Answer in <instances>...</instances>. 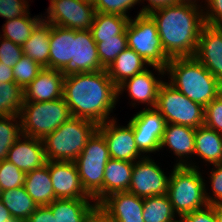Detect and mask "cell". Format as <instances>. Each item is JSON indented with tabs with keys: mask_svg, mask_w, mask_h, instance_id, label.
<instances>
[{
	"mask_svg": "<svg viewBox=\"0 0 222 222\" xmlns=\"http://www.w3.org/2000/svg\"><path fill=\"white\" fill-rule=\"evenodd\" d=\"M63 98L72 117L97 125L115 118L110 114L118 103V90L106 69L64 77Z\"/></svg>",
	"mask_w": 222,
	"mask_h": 222,
	"instance_id": "1",
	"label": "cell"
},
{
	"mask_svg": "<svg viewBox=\"0 0 222 222\" xmlns=\"http://www.w3.org/2000/svg\"><path fill=\"white\" fill-rule=\"evenodd\" d=\"M169 58L193 57L204 23L203 7L177 3L149 13Z\"/></svg>",
	"mask_w": 222,
	"mask_h": 222,
	"instance_id": "2",
	"label": "cell"
},
{
	"mask_svg": "<svg viewBox=\"0 0 222 222\" xmlns=\"http://www.w3.org/2000/svg\"><path fill=\"white\" fill-rule=\"evenodd\" d=\"M165 72L169 84L203 107L222 93V83L194 56L170 58Z\"/></svg>",
	"mask_w": 222,
	"mask_h": 222,
	"instance_id": "3",
	"label": "cell"
},
{
	"mask_svg": "<svg viewBox=\"0 0 222 222\" xmlns=\"http://www.w3.org/2000/svg\"><path fill=\"white\" fill-rule=\"evenodd\" d=\"M98 125L84 118H70L42 141L48 161L74 162Z\"/></svg>",
	"mask_w": 222,
	"mask_h": 222,
	"instance_id": "4",
	"label": "cell"
},
{
	"mask_svg": "<svg viewBox=\"0 0 222 222\" xmlns=\"http://www.w3.org/2000/svg\"><path fill=\"white\" fill-rule=\"evenodd\" d=\"M199 168L173 166L167 195L178 217L204 208L208 205L205 197L206 183Z\"/></svg>",
	"mask_w": 222,
	"mask_h": 222,
	"instance_id": "5",
	"label": "cell"
},
{
	"mask_svg": "<svg viewBox=\"0 0 222 222\" xmlns=\"http://www.w3.org/2000/svg\"><path fill=\"white\" fill-rule=\"evenodd\" d=\"M110 159L105 138L96 130L74 161L83 189L97 204L103 200L105 166Z\"/></svg>",
	"mask_w": 222,
	"mask_h": 222,
	"instance_id": "6",
	"label": "cell"
},
{
	"mask_svg": "<svg viewBox=\"0 0 222 222\" xmlns=\"http://www.w3.org/2000/svg\"><path fill=\"white\" fill-rule=\"evenodd\" d=\"M19 116L22 134L41 140L72 118L64 98L24 102Z\"/></svg>",
	"mask_w": 222,
	"mask_h": 222,
	"instance_id": "7",
	"label": "cell"
},
{
	"mask_svg": "<svg viewBox=\"0 0 222 222\" xmlns=\"http://www.w3.org/2000/svg\"><path fill=\"white\" fill-rule=\"evenodd\" d=\"M128 48L138 53L150 66L166 68L170 58L165 54L156 22L149 14L136 15L126 29Z\"/></svg>",
	"mask_w": 222,
	"mask_h": 222,
	"instance_id": "8",
	"label": "cell"
},
{
	"mask_svg": "<svg viewBox=\"0 0 222 222\" xmlns=\"http://www.w3.org/2000/svg\"><path fill=\"white\" fill-rule=\"evenodd\" d=\"M155 108L164 117L166 123L195 129L204 125L205 107L193 102L166 81L160 86Z\"/></svg>",
	"mask_w": 222,
	"mask_h": 222,
	"instance_id": "9",
	"label": "cell"
},
{
	"mask_svg": "<svg viewBox=\"0 0 222 222\" xmlns=\"http://www.w3.org/2000/svg\"><path fill=\"white\" fill-rule=\"evenodd\" d=\"M44 20L52 25L72 29L90 30L96 9L86 0H50Z\"/></svg>",
	"mask_w": 222,
	"mask_h": 222,
	"instance_id": "10",
	"label": "cell"
},
{
	"mask_svg": "<svg viewBox=\"0 0 222 222\" xmlns=\"http://www.w3.org/2000/svg\"><path fill=\"white\" fill-rule=\"evenodd\" d=\"M128 122L133 127L136 146L145 157L160 152L166 121L156 108H143Z\"/></svg>",
	"mask_w": 222,
	"mask_h": 222,
	"instance_id": "11",
	"label": "cell"
},
{
	"mask_svg": "<svg viewBox=\"0 0 222 222\" xmlns=\"http://www.w3.org/2000/svg\"><path fill=\"white\" fill-rule=\"evenodd\" d=\"M169 179L170 174H165L151 156H146L134 162L128 192L142 198L165 195Z\"/></svg>",
	"mask_w": 222,
	"mask_h": 222,
	"instance_id": "12",
	"label": "cell"
},
{
	"mask_svg": "<svg viewBox=\"0 0 222 222\" xmlns=\"http://www.w3.org/2000/svg\"><path fill=\"white\" fill-rule=\"evenodd\" d=\"M151 67H153V70H155L158 75L161 76L160 78H157L155 74L147 68L135 76L126 79L117 87L118 99L120 98L119 96L122 95L126 90L128 91V96L131 100L130 106L136 107L141 103L146 104V107H144L146 109L155 108L157 105L160 86L164 83L162 77H165L166 72L165 68L156 65H151Z\"/></svg>",
	"mask_w": 222,
	"mask_h": 222,
	"instance_id": "13",
	"label": "cell"
},
{
	"mask_svg": "<svg viewBox=\"0 0 222 222\" xmlns=\"http://www.w3.org/2000/svg\"><path fill=\"white\" fill-rule=\"evenodd\" d=\"M117 118L98 125V131L104 136L111 159L135 162L145 156L135 143L132 125L117 124ZM119 125V126H118Z\"/></svg>",
	"mask_w": 222,
	"mask_h": 222,
	"instance_id": "14",
	"label": "cell"
},
{
	"mask_svg": "<svg viewBox=\"0 0 222 222\" xmlns=\"http://www.w3.org/2000/svg\"><path fill=\"white\" fill-rule=\"evenodd\" d=\"M144 198L127 192H116L98 204V214L106 222H144Z\"/></svg>",
	"mask_w": 222,
	"mask_h": 222,
	"instance_id": "15",
	"label": "cell"
},
{
	"mask_svg": "<svg viewBox=\"0 0 222 222\" xmlns=\"http://www.w3.org/2000/svg\"><path fill=\"white\" fill-rule=\"evenodd\" d=\"M103 69L98 56L97 44L92 37L91 31L74 30L73 58L61 73L66 77Z\"/></svg>",
	"mask_w": 222,
	"mask_h": 222,
	"instance_id": "16",
	"label": "cell"
},
{
	"mask_svg": "<svg viewBox=\"0 0 222 222\" xmlns=\"http://www.w3.org/2000/svg\"><path fill=\"white\" fill-rule=\"evenodd\" d=\"M49 174L56 199H93L82 187L75 162L49 161Z\"/></svg>",
	"mask_w": 222,
	"mask_h": 222,
	"instance_id": "17",
	"label": "cell"
},
{
	"mask_svg": "<svg viewBox=\"0 0 222 222\" xmlns=\"http://www.w3.org/2000/svg\"><path fill=\"white\" fill-rule=\"evenodd\" d=\"M194 57L222 83V26H202Z\"/></svg>",
	"mask_w": 222,
	"mask_h": 222,
	"instance_id": "18",
	"label": "cell"
},
{
	"mask_svg": "<svg viewBox=\"0 0 222 222\" xmlns=\"http://www.w3.org/2000/svg\"><path fill=\"white\" fill-rule=\"evenodd\" d=\"M163 148H169L177 157L174 166H190L199 168L195 165L196 162L194 163L192 160H189L194 156L195 128L166 123L159 149L163 150Z\"/></svg>",
	"mask_w": 222,
	"mask_h": 222,
	"instance_id": "19",
	"label": "cell"
},
{
	"mask_svg": "<svg viewBox=\"0 0 222 222\" xmlns=\"http://www.w3.org/2000/svg\"><path fill=\"white\" fill-rule=\"evenodd\" d=\"M6 160L25 174L43 167L47 162L43 141L22 134L9 149Z\"/></svg>",
	"mask_w": 222,
	"mask_h": 222,
	"instance_id": "20",
	"label": "cell"
},
{
	"mask_svg": "<svg viewBox=\"0 0 222 222\" xmlns=\"http://www.w3.org/2000/svg\"><path fill=\"white\" fill-rule=\"evenodd\" d=\"M63 80L61 71L43 68L24 89V102H47L63 98Z\"/></svg>",
	"mask_w": 222,
	"mask_h": 222,
	"instance_id": "21",
	"label": "cell"
},
{
	"mask_svg": "<svg viewBox=\"0 0 222 222\" xmlns=\"http://www.w3.org/2000/svg\"><path fill=\"white\" fill-rule=\"evenodd\" d=\"M48 207L56 222H91L98 214L94 199H55Z\"/></svg>",
	"mask_w": 222,
	"mask_h": 222,
	"instance_id": "22",
	"label": "cell"
},
{
	"mask_svg": "<svg viewBox=\"0 0 222 222\" xmlns=\"http://www.w3.org/2000/svg\"><path fill=\"white\" fill-rule=\"evenodd\" d=\"M73 40L74 30L51 24L49 69L62 71L71 61Z\"/></svg>",
	"mask_w": 222,
	"mask_h": 222,
	"instance_id": "23",
	"label": "cell"
},
{
	"mask_svg": "<svg viewBox=\"0 0 222 222\" xmlns=\"http://www.w3.org/2000/svg\"><path fill=\"white\" fill-rule=\"evenodd\" d=\"M24 188L38 206H48L56 199L48 160L43 167L25 174Z\"/></svg>",
	"mask_w": 222,
	"mask_h": 222,
	"instance_id": "24",
	"label": "cell"
},
{
	"mask_svg": "<svg viewBox=\"0 0 222 222\" xmlns=\"http://www.w3.org/2000/svg\"><path fill=\"white\" fill-rule=\"evenodd\" d=\"M150 65L133 49L123 50L106 69L108 76L118 87L126 79L144 71Z\"/></svg>",
	"mask_w": 222,
	"mask_h": 222,
	"instance_id": "25",
	"label": "cell"
},
{
	"mask_svg": "<svg viewBox=\"0 0 222 222\" xmlns=\"http://www.w3.org/2000/svg\"><path fill=\"white\" fill-rule=\"evenodd\" d=\"M211 165L222 162V134L202 125L195 129L194 156Z\"/></svg>",
	"mask_w": 222,
	"mask_h": 222,
	"instance_id": "26",
	"label": "cell"
},
{
	"mask_svg": "<svg viewBox=\"0 0 222 222\" xmlns=\"http://www.w3.org/2000/svg\"><path fill=\"white\" fill-rule=\"evenodd\" d=\"M134 162L110 159L105 166L103 199L116 192H127Z\"/></svg>",
	"mask_w": 222,
	"mask_h": 222,
	"instance_id": "27",
	"label": "cell"
},
{
	"mask_svg": "<svg viewBox=\"0 0 222 222\" xmlns=\"http://www.w3.org/2000/svg\"><path fill=\"white\" fill-rule=\"evenodd\" d=\"M50 33L51 24L43 19L22 46L23 54L33 59L43 68H49Z\"/></svg>",
	"mask_w": 222,
	"mask_h": 222,
	"instance_id": "28",
	"label": "cell"
},
{
	"mask_svg": "<svg viewBox=\"0 0 222 222\" xmlns=\"http://www.w3.org/2000/svg\"><path fill=\"white\" fill-rule=\"evenodd\" d=\"M131 18L110 13L96 12L90 28L95 42L102 39L115 38L116 35H126V29Z\"/></svg>",
	"mask_w": 222,
	"mask_h": 222,
	"instance_id": "29",
	"label": "cell"
},
{
	"mask_svg": "<svg viewBox=\"0 0 222 222\" xmlns=\"http://www.w3.org/2000/svg\"><path fill=\"white\" fill-rule=\"evenodd\" d=\"M13 218L26 222L38 205L27 194L24 186L2 191L1 199Z\"/></svg>",
	"mask_w": 222,
	"mask_h": 222,
	"instance_id": "30",
	"label": "cell"
},
{
	"mask_svg": "<svg viewBox=\"0 0 222 222\" xmlns=\"http://www.w3.org/2000/svg\"><path fill=\"white\" fill-rule=\"evenodd\" d=\"M43 20V16L31 17L30 12L27 15L18 18L6 20L2 26L1 37L11 40L13 43L23 46L30 38L34 28ZM1 33V32H0Z\"/></svg>",
	"mask_w": 222,
	"mask_h": 222,
	"instance_id": "31",
	"label": "cell"
},
{
	"mask_svg": "<svg viewBox=\"0 0 222 222\" xmlns=\"http://www.w3.org/2000/svg\"><path fill=\"white\" fill-rule=\"evenodd\" d=\"M144 222H170L178 216L175 214L167 194L144 198Z\"/></svg>",
	"mask_w": 222,
	"mask_h": 222,
	"instance_id": "32",
	"label": "cell"
},
{
	"mask_svg": "<svg viewBox=\"0 0 222 222\" xmlns=\"http://www.w3.org/2000/svg\"><path fill=\"white\" fill-rule=\"evenodd\" d=\"M24 89L15 82L0 83V116H19Z\"/></svg>",
	"mask_w": 222,
	"mask_h": 222,
	"instance_id": "33",
	"label": "cell"
},
{
	"mask_svg": "<svg viewBox=\"0 0 222 222\" xmlns=\"http://www.w3.org/2000/svg\"><path fill=\"white\" fill-rule=\"evenodd\" d=\"M22 135L20 116H0V161L7 159V153Z\"/></svg>",
	"mask_w": 222,
	"mask_h": 222,
	"instance_id": "34",
	"label": "cell"
},
{
	"mask_svg": "<svg viewBox=\"0 0 222 222\" xmlns=\"http://www.w3.org/2000/svg\"><path fill=\"white\" fill-rule=\"evenodd\" d=\"M101 66L107 69L114 59L128 47L127 35H116L115 38L102 39L96 42Z\"/></svg>",
	"mask_w": 222,
	"mask_h": 222,
	"instance_id": "35",
	"label": "cell"
},
{
	"mask_svg": "<svg viewBox=\"0 0 222 222\" xmlns=\"http://www.w3.org/2000/svg\"><path fill=\"white\" fill-rule=\"evenodd\" d=\"M12 69L14 82L25 89L37 77L43 67L30 57L23 55Z\"/></svg>",
	"mask_w": 222,
	"mask_h": 222,
	"instance_id": "36",
	"label": "cell"
},
{
	"mask_svg": "<svg viewBox=\"0 0 222 222\" xmlns=\"http://www.w3.org/2000/svg\"><path fill=\"white\" fill-rule=\"evenodd\" d=\"M25 173L8 160L0 161V186L2 191L24 186Z\"/></svg>",
	"mask_w": 222,
	"mask_h": 222,
	"instance_id": "37",
	"label": "cell"
},
{
	"mask_svg": "<svg viewBox=\"0 0 222 222\" xmlns=\"http://www.w3.org/2000/svg\"><path fill=\"white\" fill-rule=\"evenodd\" d=\"M137 4H141L139 0H95L93 3L96 12L118 14L128 18H131L128 10Z\"/></svg>",
	"mask_w": 222,
	"mask_h": 222,
	"instance_id": "38",
	"label": "cell"
},
{
	"mask_svg": "<svg viewBox=\"0 0 222 222\" xmlns=\"http://www.w3.org/2000/svg\"><path fill=\"white\" fill-rule=\"evenodd\" d=\"M204 125L222 134V93L205 107Z\"/></svg>",
	"mask_w": 222,
	"mask_h": 222,
	"instance_id": "39",
	"label": "cell"
},
{
	"mask_svg": "<svg viewBox=\"0 0 222 222\" xmlns=\"http://www.w3.org/2000/svg\"><path fill=\"white\" fill-rule=\"evenodd\" d=\"M213 166L208 174V179L211 181L209 183L211 184L212 195L207 191L208 188H205V197L209 205L222 203V162Z\"/></svg>",
	"mask_w": 222,
	"mask_h": 222,
	"instance_id": "40",
	"label": "cell"
},
{
	"mask_svg": "<svg viewBox=\"0 0 222 222\" xmlns=\"http://www.w3.org/2000/svg\"><path fill=\"white\" fill-rule=\"evenodd\" d=\"M23 55L22 46L0 36V63L13 67Z\"/></svg>",
	"mask_w": 222,
	"mask_h": 222,
	"instance_id": "41",
	"label": "cell"
},
{
	"mask_svg": "<svg viewBox=\"0 0 222 222\" xmlns=\"http://www.w3.org/2000/svg\"><path fill=\"white\" fill-rule=\"evenodd\" d=\"M29 6L28 0H0V16L11 20L27 15Z\"/></svg>",
	"mask_w": 222,
	"mask_h": 222,
	"instance_id": "42",
	"label": "cell"
},
{
	"mask_svg": "<svg viewBox=\"0 0 222 222\" xmlns=\"http://www.w3.org/2000/svg\"><path fill=\"white\" fill-rule=\"evenodd\" d=\"M204 23L211 26H222V0H212L203 7Z\"/></svg>",
	"mask_w": 222,
	"mask_h": 222,
	"instance_id": "43",
	"label": "cell"
},
{
	"mask_svg": "<svg viewBox=\"0 0 222 222\" xmlns=\"http://www.w3.org/2000/svg\"><path fill=\"white\" fill-rule=\"evenodd\" d=\"M185 222H217L213 205L195 210L183 216Z\"/></svg>",
	"mask_w": 222,
	"mask_h": 222,
	"instance_id": "44",
	"label": "cell"
},
{
	"mask_svg": "<svg viewBox=\"0 0 222 222\" xmlns=\"http://www.w3.org/2000/svg\"><path fill=\"white\" fill-rule=\"evenodd\" d=\"M26 222H56L48 206H38Z\"/></svg>",
	"mask_w": 222,
	"mask_h": 222,
	"instance_id": "45",
	"label": "cell"
},
{
	"mask_svg": "<svg viewBox=\"0 0 222 222\" xmlns=\"http://www.w3.org/2000/svg\"><path fill=\"white\" fill-rule=\"evenodd\" d=\"M143 1L148 2V4L143 5L142 9L138 12V15L149 14L155 9L177 4L176 0H139V3L142 2V4H144Z\"/></svg>",
	"mask_w": 222,
	"mask_h": 222,
	"instance_id": "46",
	"label": "cell"
},
{
	"mask_svg": "<svg viewBox=\"0 0 222 222\" xmlns=\"http://www.w3.org/2000/svg\"><path fill=\"white\" fill-rule=\"evenodd\" d=\"M14 82L12 67L0 63V83Z\"/></svg>",
	"mask_w": 222,
	"mask_h": 222,
	"instance_id": "47",
	"label": "cell"
},
{
	"mask_svg": "<svg viewBox=\"0 0 222 222\" xmlns=\"http://www.w3.org/2000/svg\"><path fill=\"white\" fill-rule=\"evenodd\" d=\"M12 216L8 209L4 206L3 202L0 200V222H8Z\"/></svg>",
	"mask_w": 222,
	"mask_h": 222,
	"instance_id": "48",
	"label": "cell"
},
{
	"mask_svg": "<svg viewBox=\"0 0 222 222\" xmlns=\"http://www.w3.org/2000/svg\"><path fill=\"white\" fill-rule=\"evenodd\" d=\"M213 208L215 210L217 222H222V203L214 204Z\"/></svg>",
	"mask_w": 222,
	"mask_h": 222,
	"instance_id": "49",
	"label": "cell"
},
{
	"mask_svg": "<svg viewBox=\"0 0 222 222\" xmlns=\"http://www.w3.org/2000/svg\"><path fill=\"white\" fill-rule=\"evenodd\" d=\"M177 3H182V4H191L194 6H198V7H203V5L198 4L199 1L198 0H176Z\"/></svg>",
	"mask_w": 222,
	"mask_h": 222,
	"instance_id": "50",
	"label": "cell"
},
{
	"mask_svg": "<svg viewBox=\"0 0 222 222\" xmlns=\"http://www.w3.org/2000/svg\"><path fill=\"white\" fill-rule=\"evenodd\" d=\"M91 222H106L99 214Z\"/></svg>",
	"mask_w": 222,
	"mask_h": 222,
	"instance_id": "51",
	"label": "cell"
},
{
	"mask_svg": "<svg viewBox=\"0 0 222 222\" xmlns=\"http://www.w3.org/2000/svg\"><path fill=\"white\" fill-rule=\"evenodd\" d=\"M170 222H185L183 217H179V220H177L176 218Z\"/></svg>",
	"mask_w": 222,
	"mask_h": 222,
	"instance_id": "52",
	"label": "cell"
},
{
	"mask_svg": "<svg viewBox=\"0 0 222 222\" xmlns=\"http://www.w3.org/2000/svg\"><path fill=\"white\" fill-rule=\"evenodd\" d=\"M8 222H22V221L12 217L11 219H9Z\"/></svg>",
	"mask_w": 222,
	"mask_h": 222,
	"instance_id": "53",
	"label": "cell"
},
{
	"mask_svg": "<svg viewBox=\"0 0 222 222\" xmlns=\"http://www.w3.org/2000/svg\"><path fill=\"white\" fill-rule=\"evenodd\" d=\"M205 1V4L204 5H208L212 0H204Z\"/></svg>",
	"mask_w": 222,
	"mask_h": 222,
	"instance_id": "54",
	"label": "cell"
},
{
	"mask_svg": "<svg viewBox=\"0 0 222 222\" xmlns=\"http://www.w3.org/2000/svg\"><path fill=\"white\" fill-rule=\"evenodd\" d=\"M1 195H2V188L0 186V199H1Z\"/></svg>",
	"mask_w": 222,
	"mask_h": 222,
	"instance_id": "55",
	"label": "cell"
},
{
	"mask_svg": "<svg viewBox=\"0 0 222 222\" xmlns=\"http://www.w3.org/2000/svg\"><path fill=\"white\" fill-rule=\"evenodd\" d=\"M86 1H89V2H92V3H94V1H95V0H86Z\"/></svg>",
	"mask_w": 222,
	"mask_h": 222,
	"instance_id": "56",
	"label": "cell"
}]
</instances>
